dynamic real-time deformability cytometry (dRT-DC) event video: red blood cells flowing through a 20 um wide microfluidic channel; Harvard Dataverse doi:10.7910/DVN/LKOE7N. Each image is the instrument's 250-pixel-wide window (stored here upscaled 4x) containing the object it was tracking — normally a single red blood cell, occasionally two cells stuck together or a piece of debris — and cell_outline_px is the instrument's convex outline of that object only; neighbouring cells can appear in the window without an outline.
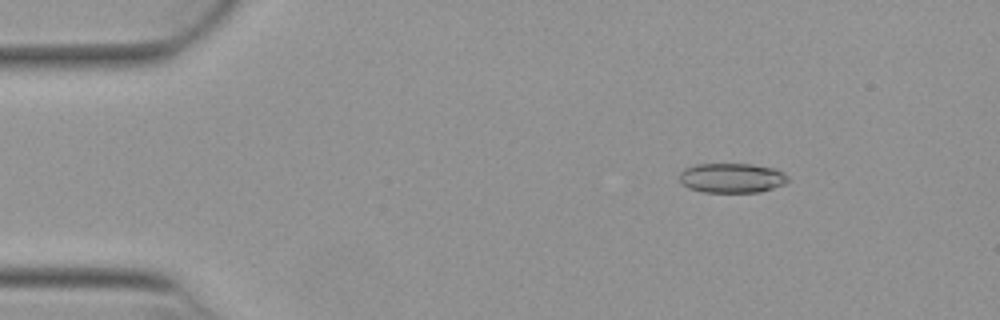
{"species": "Egyptian fruit bat (a non-hibernating species)", "species_latin": "Rousettus aegyptiacus", "temperature_condition": "warm", "stored_images_in_passage": 30, "camera_frame_rate_fps": 3000, "um_per_image_px": 0.085, "animal": {"sex": "female"}, "frame": {"image": 1, "passage_image": 8, "time_ms": 2.333, "image_size_px": [1000, 320], "cell_outline_px": [[788, 180], [784, 184], [760, 192], [704, 192], [688, 188], [680, 184], [680, 172], [684, 168], [696, 164], [752, 164], [776, 168], [784, 172], [788, 176]], "centroid_in_image_um": [62.2, 15.12], "position_along_channel_um": 22.8, "area_um2": 18.96}}
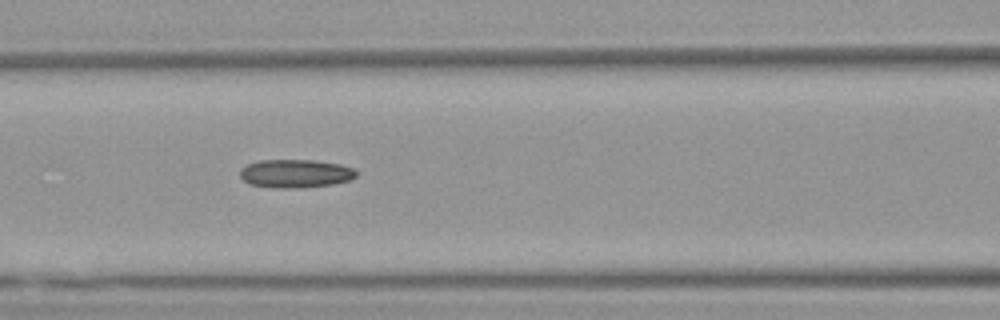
{"frame": {"image": 2, "passage_image": 23, "time_ms": 7.333, "image_size_px": [1000, 320], "cell_outline_px": [[356, 176], [348, 180], [332, 184], [292, 188], [284, 188], [252, 184], [244, 180], [240, 176], [240, 168], [256, 160], [316, 160], [340, 164], [356, 168]], "centroid_in_image_um": [25.13, 14.72], "position_along_channel_um": 141.5, "area_um2": 19.02}}
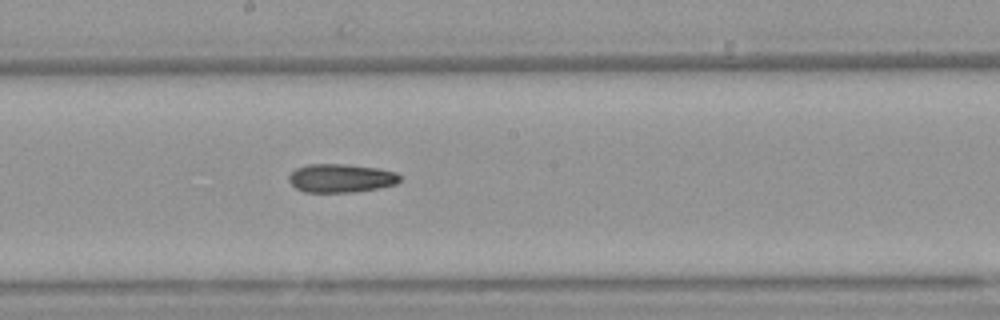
{"frame": {"image": 3, "passage_image": 29, "time_ms": 9.333, "image_size_px": [1000, 320], "cell_outline_px": [[400, 180], [396, 184], [376, 188], [352, 192], [304, 192], [296, 188], [288, 180], [288, 176], [296, 168], [308, 164], [344, 164], [376, 168], [396, 172], [400, 176]], "centroid_in_image_um": [28.95, 15.14], "position_along_channel_um": 219.3, "area_um2": 18.32}}